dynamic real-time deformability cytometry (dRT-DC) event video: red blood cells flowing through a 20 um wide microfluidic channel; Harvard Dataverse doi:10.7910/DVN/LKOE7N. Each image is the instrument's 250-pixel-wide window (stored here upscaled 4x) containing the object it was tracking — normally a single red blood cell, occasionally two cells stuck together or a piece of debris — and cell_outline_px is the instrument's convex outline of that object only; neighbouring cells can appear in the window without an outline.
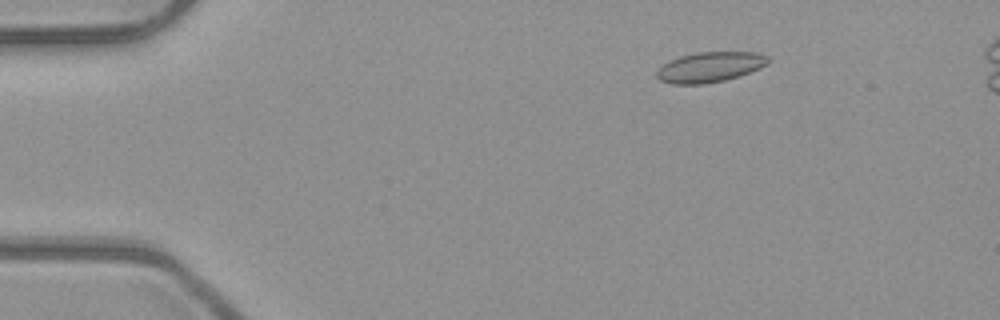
{"species": "common noctule bat (a hibernating species)", "species_latin": "Nyctalus noctula", "temperature_condition": "room temperature", "stored_images_in_passage": 46, "camera_frame_rate_fps": 3000, "um_per_image_px": 0.085, "animal": {"sex": "male", "body_mass_g": 23.1, "forearm_length_mm": 52.7}, "frame": {"image": 1, "passage_image": 1, "time_ms": 0.0, "image_size_px": [1000, 320], "cell_outline_px": [[768, 64], [760, 68], [740, 76], [724, 80], [704, 84], [672, 84], [660, 80], [656, 76], [656, 72], [664, 64], [680, 56], [696, 52], [756, 52], [768, 56]], "centroid_in_image_um": [60.36, 5.7], "position_along_channel_um": 24.6, "area_um2": 19.54}}
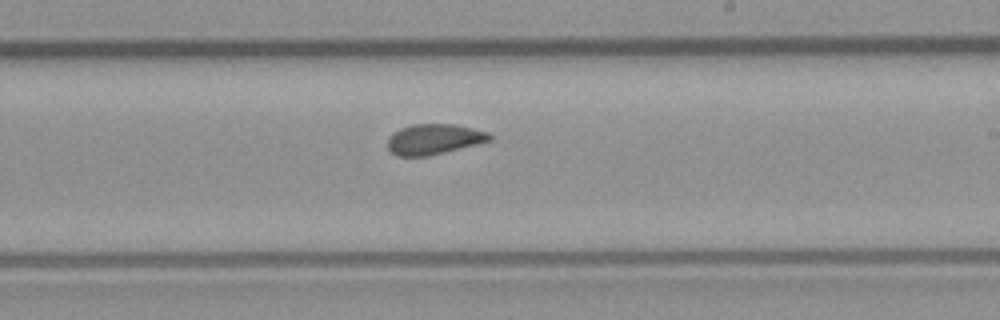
{"frame": {"image": 2, "passage_image": 24, "time_ms": 7.667, "image_size_px": [1000, 320], "cell_outline_px": [[492, 140], [428, 156], [396, 156], [388, 148], [388, 136], [392, 132], [400, 128], [412, 124], [456, 124], [488, 132], [492, 136]], "centroid_in_image_um": [36.86, 11.82], "position_along_channel_um": 252.1, "area_um2": 18.09}}
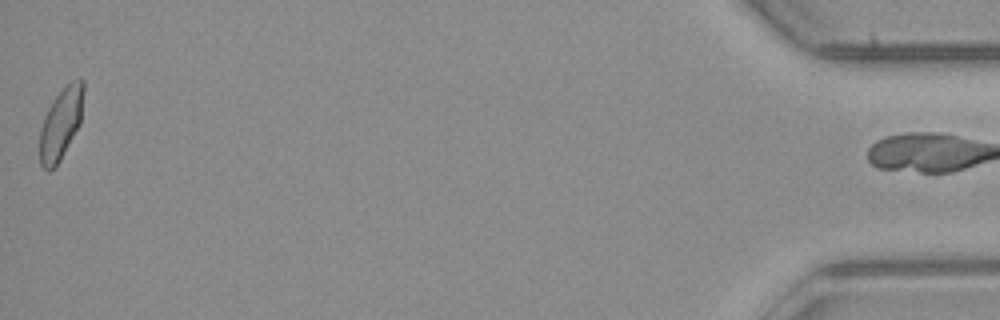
{"frame": {"image": 3, "passage_image": 45, "time_ms": 14.667, "image_size_px": [1000, 320], "cell_outline_px": [[84, 92], [80, 124], [60, 160], [48, 172], [40, 164], [40, 128], [44, 116], [52, 100], [72, 80], [84, 80]], "centroid_in_image_um": [5.17, 10.5], "position_along_channel_um": 430.0, "area_um2": 18.03}}